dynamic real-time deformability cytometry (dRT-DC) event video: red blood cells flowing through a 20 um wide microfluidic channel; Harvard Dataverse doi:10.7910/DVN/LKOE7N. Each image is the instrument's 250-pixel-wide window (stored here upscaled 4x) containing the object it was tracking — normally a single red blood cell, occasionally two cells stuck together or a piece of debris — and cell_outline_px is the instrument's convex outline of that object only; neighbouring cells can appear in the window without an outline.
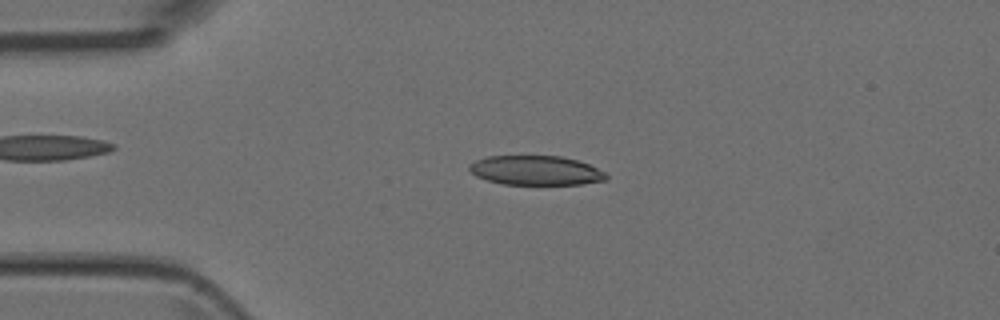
{"species": "Egyptian fruit bat (a non-hibernating species)", "species_latin": "Rousettus aegyptiacus", "temperature_condition": "room temperature", "stored_images_in_passage": 47, "camera_frame_rate_fps": 3000, "um_per_image_px": 0.085, "animal": {"sex": "female"}, "frame": {"image": 1, "passage_image": 10, "time_ms": 3.0, "image_size_px": [1000, 320], "cell_outline_px": [[608, 180], [580, 184], [504, 184], [488, 180], [476, 176], [468, 168], [468, 164], [476, 160], [488, 156], [560, 156], [576, 160], [588, 164], [604, 172], [608, 176]], "centroid_in_image_um": [45.53, 14.48], "position_along_channel_um": 39.5, "area_um2": 23.29}}
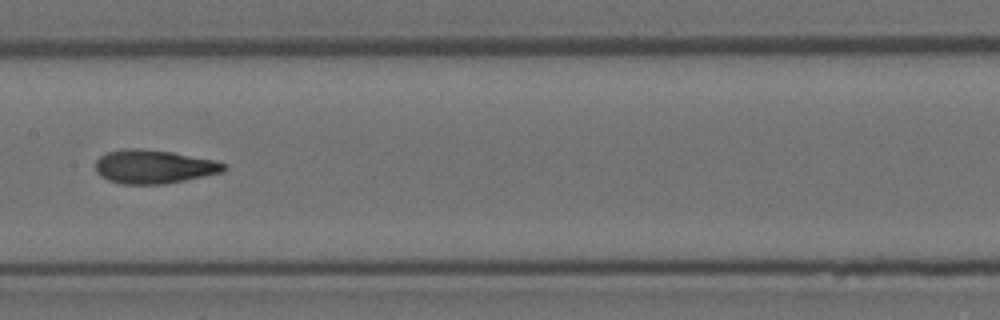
{"frame": {"image": 2, "passage_image": 23, "time_ms": 7.333, "image_size_px": [1000, 320], "cell_outline_px": [[228, 168], [224, 172], [164, 184], [120, 184], [108, 180], [100, 176], [96, 172], [96, 160], [100, 156], [108, 152], [128, 148], [140, 148], [172, 152], [212, 160], [228, 164]], "centroid_in_image_um": [13.07, 14.17], "position_along_channel_um": 194.3, "area_um2": 25.2}}
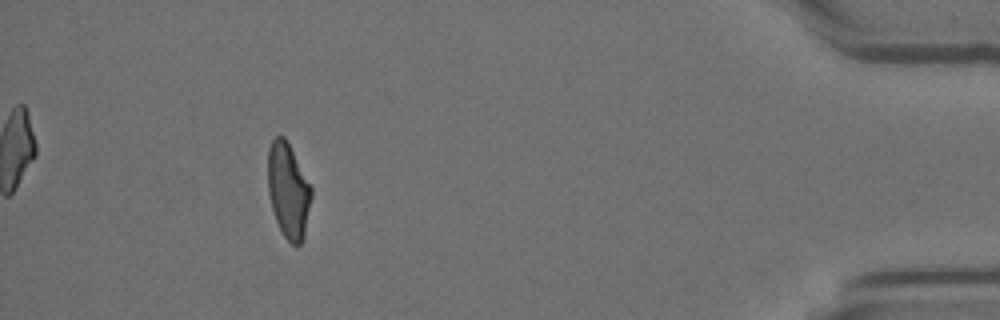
{"frame": {"image": 3, "passage_image": 43, "time_ms": 14.0, "image_size_px": [1000, 320], "cell_outline_px": [[312, 196], [304, 236], [300, 244], [296, 248], [284, 236], [276, 220], [272, 208], [268, 192], [268, 148], [272, 140], [276, 136], [284, 136], [312, 188]], "centroid_in_image_um": [24.5, 16.22], "position_along_channel_um": 410.7, "area_um2": 23.87}}